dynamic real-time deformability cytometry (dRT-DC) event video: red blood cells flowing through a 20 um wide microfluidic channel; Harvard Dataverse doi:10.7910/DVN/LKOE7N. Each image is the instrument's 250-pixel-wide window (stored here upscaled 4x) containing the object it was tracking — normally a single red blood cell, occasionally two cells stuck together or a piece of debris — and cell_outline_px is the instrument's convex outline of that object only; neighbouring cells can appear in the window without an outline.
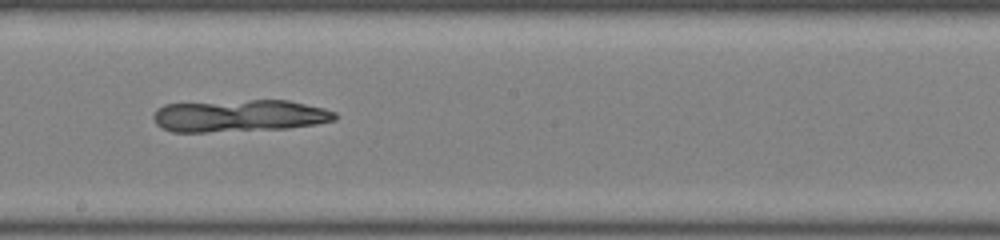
{"species": "common noctule bat (a hibernating species)", "species_latin": "Nyctalus noctula", "temperature_condition": "room temperature", "stored_images_in_passage": 54, "camera_frame_rate_fps": 3000, "um_per_image_px": 0.085, "animal": {"sex": "female", "body_mass_g": 22.0, "forearm_length_mm": 56.7}, "frame": {"image": 1, "passage_image": 34, "time_ms": 11.0, "image_size_px": [1000, 240], "cell_outline_px": [[336, 120], [316, 124], [288, 128], [204, 132], [172, 132], [160, 128], [156, 124], [152, 116], [156, 108], [164, 104], [252, 100], [288, 100], [324, 108], [336, 112]], "centroid_in_image_um": [20.31, 9.84], "position_along_channel_um": 227.9, "area_um2": 34.1}}